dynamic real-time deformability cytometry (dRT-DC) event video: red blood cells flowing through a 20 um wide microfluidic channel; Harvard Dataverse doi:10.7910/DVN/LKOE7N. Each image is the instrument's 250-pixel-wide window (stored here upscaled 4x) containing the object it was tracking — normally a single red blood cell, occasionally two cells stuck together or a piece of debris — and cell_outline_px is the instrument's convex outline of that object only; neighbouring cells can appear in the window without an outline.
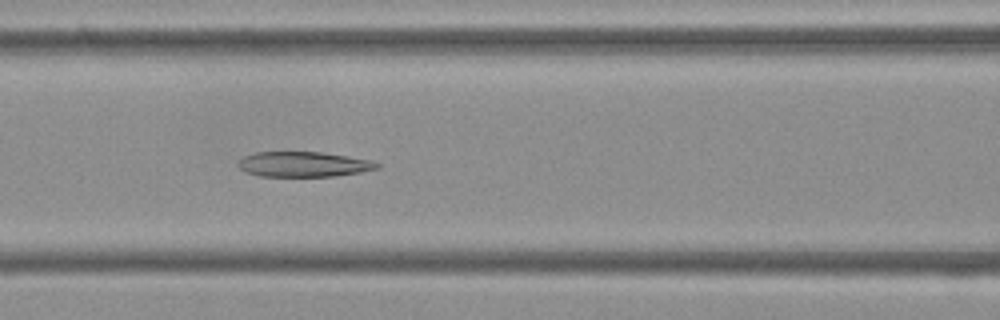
{"species": "Egyptian fruit bat (a non-hibernating species)", "species_latin": "Rousettus aegyptiacus", "temperature_condition": "cold", "stored_images_in_passage": 52, "camera_frame_rate_fps": 3000, "um_per_image_px": 0.085, "frame": {"image": 1, "passage_image": 21, "time_ms": 6.667, "image_size_px": [1000, 320], "cell_outline_px": [[380, 168], [360, 172], [336, 176], [260, 176], [244, 172], [236, 164], [244, 156], [256, 152], [324, 152], [372, 160], [380, 164]], "centroid_in_image_um": [25.81, 13.96], "position_along_channel_um": 140.8, "area_um2": 20.46}}
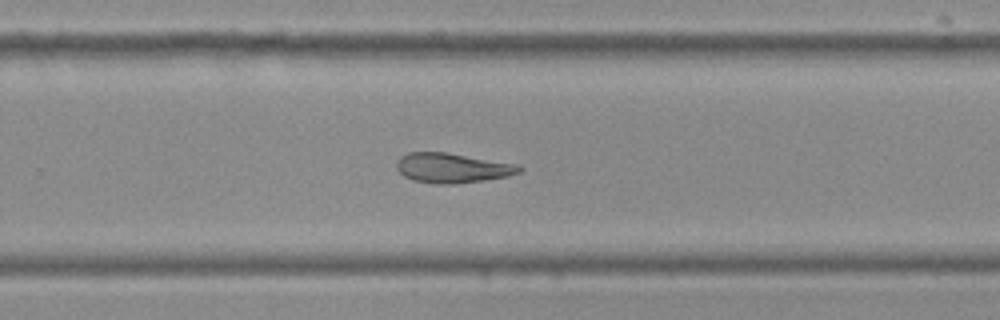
{"frame": {"image": 2, "passage_image": 33, "time_ms": 10.667, "image_size_px": [1000, 320], "cell_outline_px": [[524, 168], [520, 172], [508, 176], [452, 184], [432, 184], [412, 180], [404, 176], [396, 168], [396, 160], [400, 156], [408, 152], [444, 152], [520, 164]], "centroid_in_image_um": [38.43, 14.27], "position_along_channel_um": 291.4, "area_um2": 21.39}}
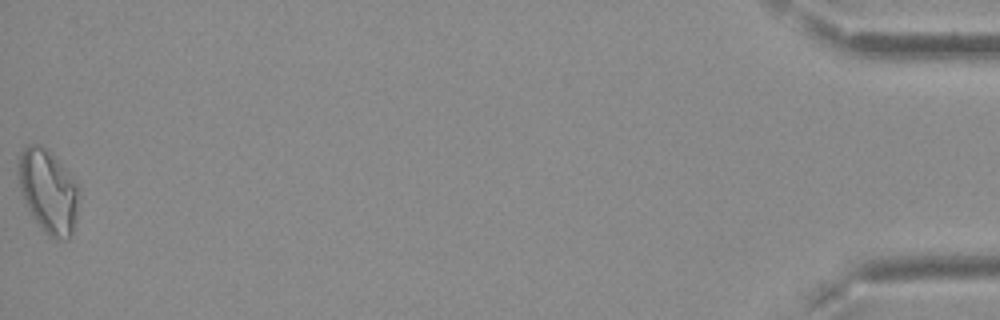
{"frame": {"image": 3, "passage_image": 52, "time_ms": 17.0, "image_size_px": [1000, 320], "cell_outline_px": [[80, 196], [76, 220], [72, 232], [68, 240], [56, 240], [48, 236], [44, 232], [32, 216], [24, 204], [20, 192], [16, 172], [20, 152], [28, 144], [40, 144], [68, 172], [76, 184], [80, 192]], "centroid_in_image_um": [4.07, 16.3], "position_along_channel_um": 431.1, "area_um2": 29.82}, "authors_computed_cell_mechanics": {"area_um2": 23.0333, "velocity_mm_per_s": 3.7736, "shape_relaxation_time_tau1_ms": null, "shape_relaxation_time_tau2_ms": 7.3383, "deformation_change_tau1": null, "deformation_change_tau2": 0.1549}}